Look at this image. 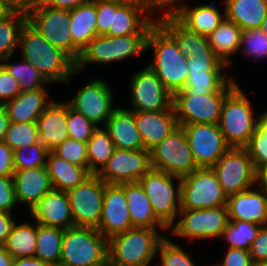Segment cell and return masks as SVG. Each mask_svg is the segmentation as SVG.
Returning <instances> with one entry per match:
<instances>
[{
  "instance_id": "6",
  "label": "cell",
  "mask_w": 267,
  "mask_h": 266,
  "mask_svg": "<svg viewBox=\"0 0 267 266\" xmlns=\"http://www.w3.org/2000/svg\"><path fill=\"white\" fill-rule=\"evenodd\" d=\"M108 256V240L97 228L73 226L64 230L59 265L92 266Z\"/></svg>"
},
{
  "instance_id": "21",
  "label": "cell",
  "mask_w": 267,
  "mask_h": 266,
  "mask_svg": "<svg viewBox=\"0 0 267 266\" xmlns=\"http://www.w3.org/2000/svg\"><path fill=\"white\" fill-rule=\"evenodd\" d=\"M146 150H151L179 127L173 105L162 111H132Z\"/></svg>"
},
{
  "instance_id": "34",
  "label": "cell",
  "mask_w": 267,
  "mask_h": 266,
  "mask_svg": "<svg viewBox=\"0 0 267 266\" xmlns=\"http://www.w3.org/2000/svg\"><path fill=\"white\" fill-rule=\"evenodd\" d=\"M241 35L242 29L225 17L208 36V41L214 53L227 65H231L229 56L240 51Z\"/></svg>"
},
{
  "instance_id": "66",
  "label": "cell",
  "mask_w": 267,
  "mask_h": 266,
  "mask_svg": "<svg viewBox=\"0 0 267 266\" xmlns=\"http://www.w3.org/2000/svg\"><path fill=\"white\" fill-rule=\"evenodd\" d=\"M260 29L265 33L267 34V15L264 19V21L262 22L261 26H260Z\"/></svg>"
},
{
  "instance_id": "27",
  "label": "cell",
  "mask_w": 267,
  "mask_h": 266,
  "mask_svg": "<svg viewBox=\"0 0 267 266\" xmlns=\"http://www.w3.org/2000/svg\"><path fill=\"white\" fill-rule=\"evenodd\" d=\"M117 149H145L132 111L118 107L104 125Z\"/></svg>"
},
{
  "instance_id": "25",
  "label": "cell",
  "mask_w": 267,
  "mask_h": 266,
  "mask_svg": "<svg viewBox=\"0 0 267 266\" xmlns=\"http://www.w3.org/2000/svg\"><path fill=\"white\" fill-rule=\"evenodd\" d=\"M13 182L17 203L33 207L53 189L46 166L15 170Z\"/></svg>"
},
{
  "instance_id": "33",
  "label": "cell",
  "mask_w": 267,
  "mask_h": 266,
  "mask_svg": "<svg viewBox=\"0 0 267 266\" xmlns=\"http://www.w3.org/2000/svg\"><path fill=\"white\" fill-rule=\"evenodd\" d=\"M69 11V31L73 44L82 51L92 39L98 36L95 1L72 8Z\"/></svg>"
},
{
  "instance_id": "1",
  "label": "cell",
  "mask_w": 267,
  "mask_h": 266,
  "mask_svg": "<svg viewBox=\"0 0 267 266\" xmlns=\"http://www.w3.org/2000/svg\"><path fill=\"white\" fill-rule=\"evenodd\" d=\"M21 58L33 65L49 82L70 83L77 74L76 62L63 50L51 45L27 21L19 34Z\"/></svg>"
},
{
  "instance_id": "24",
  "label": "cell",
  "mask_w": 267,
  "mask_h": 266,
  "mask_svg": "<svg viewBox=\"0 0 267 266\" xmlns=\"http://www.w3.org/2000/svg\"><path fill=\"white\" fill-rule=\"evenodd\" d=\"M230 195L227 199L229 220L267 226V195L258 187Z\"/></svg>"
},
{
  "instance_id": "67",
  "label": "cell",
  "mask_w": 267,
  "mask_h": 266,
  "mask_svg": "<svg viewBox=\"0 0 267 266\" xmlns=\"http://www.w3.org/2000/svg\"><path fill=\"white\" fill-rule=\"evenodd\" d=\"M121 2H132V3H150L148 0H116Z\"/></svg>"
},
{
  "instance_id": "37",
  "label": "cell",
  "mask_w": 267,
  "mask_h": 266,
  "mask_svg": "<svg viewBox=\"0 0 267 266\" xmlns=\"http://www.w3.org/2000/svg\"><path fill=\"white\" fill-rule=\"evenodd\" d=\"M64 230L65 229L47 227L37 223V240L34 257L52 266L59 265Z\"/></svg>"
},
{
  "instance_id": "7",
  "label": "cell",
  "mask_w": 267,
  "mask_h": 266,
  "mask_svg": "<svg viewBox=\"0 0 267 266\" xmlns=\"http://www.w3.org/2000/svg\"><path fill=\"white\" fill-rule=\"evenodd\" d=\"M148 34H134L120 37L99 35L81 51L76 61V72L84 70L87 64H108L126 60L133 55L147 51L146 40Z\"/></svg>"
},
{
  "instance_id": "45",
  "label": "cell",
  "mask_w": 267,
  "mask_h": 266,
  "mask_svg": "<svg viewBox=\"0 0 267 266\" xmlns=\"http://www.w3.org/2000/svg\"><path fill=\"white\" fill-rule=\"evenodd\" d=\"M157 253L160 254L161 262L155 266H197L191 259L192 252L183 251V248L166 236L160 242Z\"/></svg>"
},
{
  "instance_id": "12",
  "label": "cell",
  "mask_w": 267,
  "mask_h": 266,
  "mask_svg": "<svg viewBox=\"0 0 267 266\" xmlns=\"http://www.w3.org/2000/svg\"><path fill=\"white\" fill-rule=\"evenodd\" d=\"M229 93L197 95L192 89H183L173 95L179 126L193 123L218 124L222 105Z\"/></svg>"
},
{
  "instance_id": "30",
  "label": "cell",
  "mask_w": 267,
  "mask_h": 266,
  "mask_svg": "<svg viewBox=\"0 0 267 266\" xmlns=\"http://www.w3.org/2000/svg\"><path fill=\"white\" fill-rule=\"evenodd\" d=\"M120 185L125 191L129 208L128 211L133 227L167 228L156 217L152 205L139 181Z\"/></svg>"
},
{
  "instance_id": "9",
  "label": "cell",
  "mask_w": 267,
  "mask_h": 266,
  "mask_svg": "<svg viewBox=\"0 0 267 266\" xmlns=\"http://www.w3.org/2000/svg\"><path fill=\"white\" fill-rule=\"evenodd\" d=\"M227 199L212 168H198L181 178L180 210L226 206Z\"/></svg>"
},
{
  "instance_id": "60",
  "label": "cell",
  "mask_w": 267,
  "mask_h": 266,
  "mask_svg": "<svg viewBox=\"0 0 267 266\" xmlns=\"http://www.w3.org/2000/svg\"><path fill=\"white\" fill-rule=\"evenodd\" d=\"M267 195V166L256 169V185Z\"/></svg>"
},
{
  "instance_id": "38",
  "label": "cell",
  "mask_w": 267,
  "mask_h": 266,
  "mask_svg": "<svg viewBox=\"0 0 267 266\" xmlns=\"http://www.w3.org/2000/svg\"><path fill=\"white\" fill-rule=\"evenodd\" d=\"M88 171L98 174L112 157L116 147L108 131L98 126L87 141Z\"/></svg>"
},
{
  "instance_id": "68",
  "label": "cell",
  "mask_w": 267,
  "mask_h": 266,
  "mask_svg": "<svg viewBox=\"0 0 267 266\" xmlns=\"http://www.w3.org/2000/svg\"><path fill=\"white\" fill-rule=\"evenodd\" d=\"M253 266H267V261L255 262Z\"/></svg>"
},
{
  "instance_id": "17",
  "label": "cell",
  "mask_w": 267,
  "mask_h": 266,
  "mask_svg": "<svg viewBox=\"0 0 267 266\" xmlns=\"http://www.w3.org/2000/svg\"><path fill=\"white\" fill-rule=\"evenodd\" d=\"M130 93V111H162L172 106L173 95L149 66L133 74Z\"/></svg>"
},
{
  "instance_id": "16",
  "label": "cell",
  "mask_w": 267,
  "mask_h": 266,
  "mask_svg": "<svg viewBox=\"0 0 267 266\" xmlns=\"http://www.w3.org/2000/svg\"><path fill=\"white\" fill-rule=\"evenodd\" d=\"M67 102L72 109L83 114L97 126L102 123L105 125L118 108L113 107V93L109 83L101 78L91 79Z\"/></svg>"
},
{
  "instance_id": "57",
  "label": "cell",
  "mask_w": 267,
  "mask_h": 266,
  "mask_svg": "<svg viewBox=\"0 0 267 266\" xmlns=\"http://www.w3.org/2000/svg\"><path fill=\"white\" fill-rule=\"evenodd\" d=\"M15 221L11 213L0 211V245L6 241Z\"/></svg>"
},
{
  "instance_id": "32",
  "label": "cell",
  "mask_w": 267,
  "mask_h": 266,
  "mask_svg": "<svg viewBox=\"0 0 267 266\" xmlns=\"http://www.w3.org/2000/svg\"><path fill=\"white\" fill-rule=\"evenodd\" d=\"M46 169L53 189L65 192L75 188L91 175L87 168L68 163L53 151L48 154Z\"/></svg>"
},
{
  "instance_id": "47",
  "label": "cell",
  "mask_w": 267,
  "mask_h": 266,
  "mask_svg": "<svg viewBox=\"0 0 267 266\" xmlns=\"http://www.w3.org/2000/svg\"><path fill=\"white\" fill-rule=\"evenodd\" d=\"M52 151L68 163L88 169L87 142H80L68 137Z\"/></svg>"
},
{
  "instance_id": "53",
  "label": "cell",
  "mask_w": 267,
  "mask_h": 266,
  "mask_svg": "<svg viewBox=\"0 0 267 266\" xmlns=\"http://www.w3.org/2000/svg\"><path fill=\"white\" fill-rule=\"evenodd\" d=\"M223 261L213 266H253L250 251L227 248Z\"/></svg>"
},
{
  "instance_id": "8",
  "label": "cell",
  "mask_w": 267,
  "mask_h": 266,
  "mask_svg": "<svg viewBox=\"0 0 267 266\" xmlns=\"http://www.w3.org/2000/svg\"><path fill=\"white\" fill-rule=\"evenodd\" d=\"M174 180L178 181L177 188ZM156 217L169 228L180 211L181 177L151 168L140 180Z\"/></svg>"
},
{
  "instance_id": "2",
  "label": "cell",
  "mask_w": 267,
  "mask_h": 266,
  "mask_svg": "<svg viewBox=\"0 0 267 266\" xmlns=\"http://www.w3.org/2000/svg\"><path fill=\"white\" fill-rule=\"evenodd\" d=\"M153 49L154 59L148 66L166 89L174 95L184 89L188 79L187 58L179 51L176 40L156 21L148 31L146 50Z\"/></svg>"
},
{
  "instance_id": "59",
  "label": "cell",
  "mask_w": 267,
  "mask_h": 266,
  "mask_svg": "<svg viewBox=\"0 0 267 266\" xmlns=\"http://www.w3.org/2000/svg\"><path fill=\"white\" fill-rule=\"evenodd\" d=\"M12 266H52V265L35 257H23L14 259Z\"/></svg>"
},
{
  "instance_id": "61",
  "label": "cell",
  "mask_w": 267,
  "mask_h": 266,
  "mask_svg": "<svg viewBox=\"0 0 267 266\" xmlns=\"http://www.w3.org/2000/svg\"><path fill=\"white\" fill-rule=\"evenodd\" d=\"M10 120L5 108L0 105V142L4 140L5 133L9 128Z\"/></svg>"
},
{
  "instance_id": "63",
  "label": "cell",
  "mask_w": 267,
  "mask_h": 266,
  "mask_svg": "<svg viewBox=\"0 0 267 266\" xmlns=\"http://www.w3.org/2000/svg\"><path fill=\"white\" fill-rule=\"evenodd\" d=\"M157 10H168L176 0H148Z\"/></svg>"
},
{
  "instance_id": "43",
  "label": "cell",
  "mask_w": 267,
  "mask_h": 266,
  "mask_svg": "<svg viewBox=\"0 0 267 266\" xmlns=\"http://www.w3.org/2000/svg\"><path fill=\"white\" fill-rule=\"evenodd\" d=\"M253 161L255 169L267 166V112L261 115L256 130L244 147Z\"/></svg>"
},
{
  "instance_id": "41",
  "label": "cell",
  "mask_w": 267,
  "mask_h": 266,
  "mask_svg": "<svg viewBox=\"0 0 267 266\" xmlns=\"http://www.w3.org/2000/svg\"><path fill=\"white\" fill-rule=\"evenodd\" d=\"M262 226L246 221L229 220L221 235V240H226L228 248H238L249 251L251 243L257 237Z\"/></svg>"
},
{
  "instance_id": "39",
  "label": "cell",
  "mask_w": 267,
  "mask_h": 266,
  "mask_svg": "<svg viewBox=\"0 0 267 266\" xmlns=\"http://www.w3.org/2000/svg\"><path fill=\"white\" fill-rule=\"evenodd\" d=\"M12 56L3 58L1 65L19 81L21 92L45 89L50 82L33 65L22 58L19 64L9 63Z\"/></svg>"
},
{
  "instance_id": "35",
  "label": "cell",
  "mask_w": 267,
  "mask_h": 266,
  "mask_svg": "<svg viewBox=\"0 0 267 266\" xmlns=\"http://www.w3.org/2000/svg\"><path fill=\"white\" fill-rule=\"evenodd\" d=\"M238 83L228 77L223 70H204L188 72L184 89H192L197 95L211 93H230Z\"/></svg>"
},
{
  "instance_id": "31",
  "label": "cell",
  "mask_w": 267,
  "mask_h": 266,
  "mask_svg": "<svg viewBox=\"0 0 267 266\" xmlns=\"http://www.w3.org/2000/svg\"><path fill=\"white\" fill-rule=\"evenodd\" d=\"M225 17L242 31L260 28L267 15V0H225Z\"/></svg>"
},
{
  "instance_id": "4",
  "label": "cell",
  "mask_w": 267,
  "mask_h": 266,
  "mask_svg": "<svg viewBox=\"0 0 267 266\" xmlns=\"http://www.w3.org/2000/svg\"><path fill=\"white\" fill-rule=\"evenodd\" d=\"M239 86L226 96L218 125L230 147L244 148L264 112L254 117L251 101Z\"/></svg>"
},
{
  "instance_id": "3",
  "label": "cell",
  "mask_w": 267,
  "mask_h": 266,
  "mask_svg": "<svg viewBox=\"0 0 267 266\" xmlns=\"http://www.w3.org/2000/svg\"><path fill=\"white\" fill-rule=\"evenodd\" d=\"M168 228L132 227L108 240V256L115 266H149L165 238L159 230Z\"/></svg>"
},
{
  "instance_id": "28",
  "label": "cell",
  "mask_w": 267,
  "mask_h": 266,
  "mask_svg": "<svg viewBox=\"0 0 267 266\" xmlns=\"http://www.w3.org/2000/svg\"><path fill=\"white\" fill-rule=\"evenodd\" d=\"M47 89L20 92V94L2 106L5 108L10 122H37L45 108L51 103L47 101Z\"/></svg>"
},
{
  "instance_id": "64",
  "label": "cell",
  "mask_w": 267,
  "mask_h": 266,
  "mask_svg": "<svg viewBox=\"0 0 267 266\" xmlns=\"http://www.w3.org/2000/svg\"><path fill=\"white\" fill-rule=\"evenodd\" d=\"M12 12L4 5L0 4V21L8 17Z\"/></svg>"
},
{
  "instance_id": "52",
  "label": "cell",
  "mask_w": 267,
  "mask_h": 266,
  "mask_svg": "<svg viewBox=\"0 0 267 266\" xmlns=\"http://www.w3.org/2000/svg\"><path fill=\"white\" fill-rule=\"evenodd\" d=\"M17 205L13 176H0V211L12 214Z\"/></svg>"
},
{
  "instance_id": "13",
  "label": "cell",
  "mask_w": 267,
  "mask_h": 266,
  "mask_svg": "<svg viewBox=\"0 0 267 266\" xmlns=\"http://www.w3.org/2000/svg\"><path fill=\"white\" fill-rule=\"evenodd\" d=\"M212 169L227 197L256 186V169L245 148L231 147Z\"/></svg>"
},
{
  "instance_id": "54",
  "label": "cell",
  "mask_w": 267,
  "mask_h": 266,
  "mask_svg": "<svg viewBox=\"0 0 267 266\" xmlns=\"http://www.w3.org/2000/svg\"><path fill=\"white\" fill-rule=\"evenodd\" d=\"M250 254L253 263L267 261V226H262L251 243Z\"/></svg>"
},
{
  "instance_id": "58",
  "label": "cell",
  "mask_w": 267,
  "mask_h": 266,
  "mask_svg": "<svg viewBox=\"0 0 267 266\" xmlns=\"http://www.w3.org/2000/svg\"><path fill=\"white\" fill-rule=\"evenodd\" d=\"M30 0H0L11 12L26 13Z\"/></svg>"
},
{
  "instance_id": "29",
  "label": "cell",
  "mask_w": 267,
  "mask_h": 266,
  "mask_svg": "<svg viewBox=\"0 0 267 266\" xmlns=\"http://www.w3.org/2000/svg\"><path fill=\"white\" fill-rule=\"evenodd\" d=\"M157 17V22L176 40L179 51L186 57L199 53L214 52L208 37L202 36L184 27L168 10Z\"/></svg>"
},
{
  "instance_id": "18",
  "label": "cell",
  "mask_w": 267,
  "mask_h": 266,
  "mask_svg": "<svg viewBox=\"0 0 267 266\" xmlns=\"http://www.w3.org/2000/svg\"><path fill=\"white\" fill-rule=\"evenodd\" d=\"M150 151L115 149L112 157L97 174L106 184L139 181L151 169Z\"/></svg>"
},
{
  "instance_id": "15",
  "label": "cell",
  "mask_w": 267,
  "mask_h": 266,
  "mask_svg": "<svg viewBox=\"0 0 267 266\" xmlns=\"http://www.w3.org/2000/svg\"><path fill=\"white\" fill-rule=\"evenodd\" d=\"M182 127L199 168H212L231 148L218 124L193 123Z\"/></svg>"
},
{
  "instance_id": "50",
  "label": "cell",
  "mask_w": 267,
  "mask_h": 266,
  "mask_svg": "<svg viewBox=\"0 0 267 266\" xmlns=\"http://www.w3.org/2000/svg\"><path fill=\"white\" fill-rule=\"evenodd\" d=\"M97 35H106L113 20V0H95Z\"/></svg>"
},
{
  "instance_id": "20",
  "label": "cell",
  "mask_w": 267,
  "mask_h": 266,
  "mask_svg": "<svg viewBox=\"0 0 267 266\" xmlns=\"http://www.w3.org/2000/svg\"><path fill=\"white\" fill-rule=\"evenodd\" d=\"M128 209L124 188L118 184H106L97 230L109 240L111 237L132 228Z\"/></svg>"
},
{
  "instance_id": "11",
  "label": "cell",
  "mask_w": 267,
  "mask_h": 266,
  "mask_svg": "<svg viewBox=\"0 0 267 266\" xmlns=\"http://www.w3.org/2000/svg\"><path fill=\"white\" fill-rule=\"evenodd\" d=\"M179 221L168 229L171 234L184 237L190 241L195 239H210L221 237L229 223L227 206L213 207L201 210H180ZM182 217V218H181Z\"/></svg>"
},
{
  "instance_id": "19",
  "label": "cell",
  "mask_w": 267,
  "mask_h": 266,
  "mask_svg": "<svg viewBox=\"0 0 267 266\" xmlns=\"http://www.w3.org/2000/svg\"><path fill=\"white\" fill-rule=\"evenodd\" d=\"M156 11L158 12L151 3H132L113 0L112 26L106 35L120 37L134 34H148L151 26L157 21V17L152 16V13Z\"/></svg>"
},
{
  "instance_id": "62",
  "label": "cell",
  "mask_w": 267,
  "mask_h": 266,
  "mask_svg": "<svg viewBox=\"0 0 267 266\" xmlns=\"http://www.w3.org/2000/svg\"><path fill=\"white\" fill-rule=\"evenodd\" d=\"M14 258L0 245V266H12Z\"/></svg>"
},
{
  "instance_id": "46",
  "label": "cell",
  "mask_w": 267,
  "mask_h": 266,
  "mask_svg": "<svg viewBox=\"0 0 267 266\" xmlns=\"http://www.w3.org/2000/svg\"><path fill=\"white\" fill-rule=\"evenodd\" d=\"M239 49L243 55L262 60L267 57V34L260 28L242 31Z\"/></svg>"
},
{
  "instance_id": "42",
  "label": "cell",
  "mask_w": 267,
  "mask_h": 266,
  "mask_svg": "<svg viewBox=\"0 0 267 266\" xmlns=\"http://www.w3.org/2000/svg\"><path fill=\"white\" fill-rule=\"evenodd\" d=\"M13 151L40 142L36 122H10L3 140Z\"/></svg>"
},
{
  "instance_id": "56",
  "label": "cell",
  "mask_w": 267,
  "mask_h": 266,
  "mask_svg": "<svg viewBox=\"0 0 267 266\" xmlns=\"http://www.w3.org/2000/svg\"><path fill=\"white\" fill-rule=\"evenodd\" d=\"M40 1L44 5L51 8L70 10L80 5L91 3L95 0H40Z\"/></svg>"
},
{
  "instance_id": "55",
  "label": "cell",
  "mask_w": 267,
  "mask_h": 266,
  "mask_svg": "<svg viewBox=\"0 0 267 266\" xmlns=\"http://www.w3.org/2000/svg\"><path fill=\"white\" fill-rule=\"evenodd\" d=\"M14 151L4 142H0V176H13Z\"/></svg>"
},
{
  "instance_id": "49",
  "label": "cell",
  "mask_w": 267,
  "mask_h": 266,
  "mask_svg": "<svg viewBox=\"0 0 267 266\" xmlns=\"http://www.w3.org/2000/svg\"><path fill=\"white\" fill-rule=\"evenodd\" d=\"M188 72H202L206 70H223L228 65L214 52H204L187 58Z\"/></svg>"
},
{
  "instance_id": "22",
  "label": "cell",
  "mask_w": 267,
  "mask_h": 266,
  "mask_svg": "<svg viewBox=\"0 0 267 266\" xmlns=\"http://www.w3.org/2000/svg\"><path fill=\"white\" fill-rule=\"evenodd\" d=\"M29 212L33 220L43 226L61 229L74 226L71 205L65 191L52 189Z\"/></svg>"
},
{
  "instance_id": "65",
  "label": "cell",
  "mask_w": 267,
  "mask_h": 266,
  "mask_svg": "<svg viewBox=\"0 0 267 266\" xmlns=\"http://www.w3.org/2000/svg\"><path fill=\"white\" fill-rule=\"evenodd\" d=\"M92 266H115V265L112 263L110 257L107 256L104 260Z\"/></svg>"
},
{
  "instance_id": "40",
  "label": "cell",
  "mask_w": 267,
  "mask_h": 266,
  "mask_svg": "<svg viewBox=\"0 0 267 266\" xmlns=\"http://www.w3.org/2000/svg\"><path fill=\"white\" fill-rule=\"evenodd\" d=\"M27 21L26 13L12 12L0 21V60L12 56L19 48V34Z\"/></svg>"
},
{
  "instance_id": "48",
  "label": "cell",
  "mask_w": 267,
  "mask_h": 266,
  "mask_svg": "<svg viewBox=\"0 0 267 266\" xmlns=\"http://www.w3.org/2000/svg\"><path fill=\"white\" fill-rule=\"evenodd\" d=\"M98 126L83 114L72 109L67 102V130L69 138L80 142H87Z\"/></svg>"
},
{
  "instance_id": "26",
  "label": "cell",
  "mask_w": 267,
  "mask_h": 266,
  "mask_svg": "<svg viewBox=\"0 0 267 266\" xmlns=\"http://www.w3.org/2000/svg\"><path fill=\"white\" fill-rule=\"evenodd\" d=\"M36 123L40 142L49 151H52L69 137L67 130V101H51Z\"/></svg>"
},
{
  "instance_id": "23",
  "label": "cell",
  "mask_w": 267,
  "mask_h": 266,
  "mask_svg": "<svg viewBox=\"0 0 267 266\" xmlns=\"http://www.w3.org/2000/svg\"><path fill=\"white\" fill-rule=\"evenodd\" d=\"M183 2L185 1L176 0L168 11L188 30L202 36L208 37L225 18V13H220L214 6L216 3L190 8Z\"/></svg>"
},
{
  "instance_id": "14",
  "label": "cell",
  "mask_w": 267,
  "mask_h": 266,
  "mask_svg": "<svg viewBox=\"0 0 267 266\" xmlns=\"http://www.w3.org/2000/svg\"><path fill=\"white\" fill-rule=\"evenodd\" d=\"M106 183L91 174L75 188L67 192L74 226L98 228Z\"/></svg>"
},
{
  "instance_id": "5",
  "label": "cell",
  "mask_w": 267,
  "mask_h": 266,
  "mask_svg": "<svg viewBox=\"0 0 267 266\" xmlns=\"http://www.w3.org/2000/svg\"><path fill=\"white\" fill-rule=\"evenodd\" d=\"M27 22L51 45L63 50L75 62L81 51L73 44L69 31L70 11L51 8L40 0H30L26 11Z\"/></svg>"
},
{
  "instance_id": "10",
  "label": "cell",
  "mask_w": 267,
  "mask_h": 266,
  "mask_svg": "<svg viewBox=\"0 0 267 266\" xmlns=\"http://www.w3.org/2000/svg\"><path fill=\"white\" fill-rule=\"evenodd\" d=\"M150 158L153 169L181 178L199 168L182 126L153 147L150 150Z\"/></svg>"
},
{
  "instance_id": "36",
  "label": "cell",
  "mask_w": 267,
  "mask_h": 266,
  "mask_svg": "<svg viewBox=\"0 0 267 266\" xmlns=\"http://www.w3.org/2000/svg\"><path fill=\"white\" fill-rule=\"evenodd\" d=\"M37 240V222L18 224L15 222L6 241L2 244L14 258L34 257Z\"/></svg>"
},
{
  "instance_id": "51",
  "label": "cell",
  "mask_w": 267,
  "mask_h": 266,
  "mask_svg": "<svg viewBox=\"0 0 267 266\" xmlns=\"http://www.w3.org/2000/svg\"><path fill=\"white\" fill-rule=\"evenodd\" d=\"M20 92L19 81L0 64V105L16 98Z\"/></svg>"
},
{
  "instance_id": "44",
  "label": "cell",
  "mask_w": 267,
  "mask_h": 266,
  "mask_svg": "<svg viewBox=\"0 0 267 266\" xmlns=\"http://www.w3.org/2000/svg\"><path fill=\"white\" fill-rule=\"evenodd\" d=\"M49 150L41 143L28 145L14 151V169H32L46 166Z\"/></svg>"
}]
</instances>
